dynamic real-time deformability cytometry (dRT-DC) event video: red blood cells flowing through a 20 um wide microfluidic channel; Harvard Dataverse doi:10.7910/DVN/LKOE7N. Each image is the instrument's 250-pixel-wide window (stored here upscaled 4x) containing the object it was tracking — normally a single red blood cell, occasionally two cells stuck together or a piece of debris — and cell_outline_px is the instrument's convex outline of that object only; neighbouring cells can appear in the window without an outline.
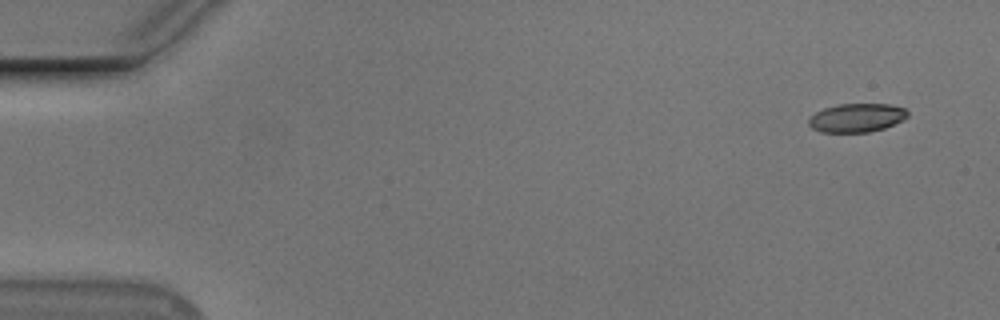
{"species": "Egyptian fruit bat (a non-hibernating species)", "species_latin": "Rousettus aegyptiacus", "temperature_condition": "cold", "stored_images_in_passage": 5, "camera_frame_rate_fps": 3000, "um_per_image_px": 0.085, "animal": {"sex": "male"}, "frame": {"image": 1, "passage_image": 1, "time_ms": 0.0, "image_size_px": [1000, 320], "cell_outline_px": [[908, 116], [904, 120], [884, 128], [868, 132], [820, 132], [812, 128], [808, 124], [808, 120], [816, 112], [824, 108], [836, 104], [888, 104], [904, 108], [908, 112]], "centroid_in_image_um": [72.82, 10.01], "position_along_channel_um": 12.2, "area_um2": 16.53}}
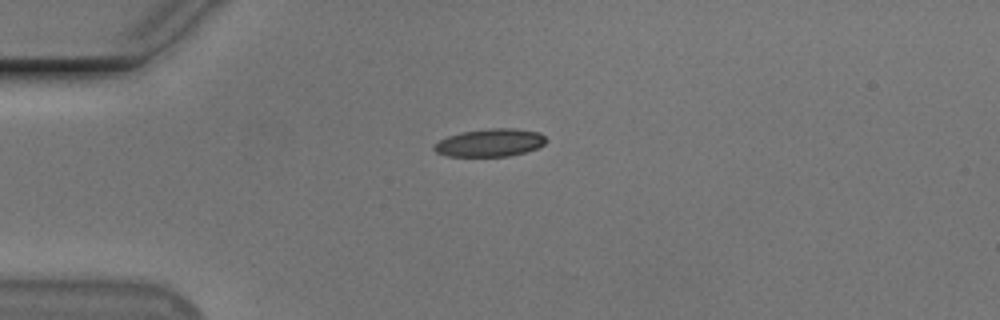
{"frame": {"image": 2, "passage_image": 4, "time_ms": 3.667, "image_size_px": [1000, 320], "cell_outline_px": [[548, 140], [544, 144], [536, 148], [524, 152], [508, 156], [448, 156], [436, 152], [432, 148], [440, 140], [448, 136], [464, 132], [488, 128], [516, 128], [540, 132]], "centroid_in_image_um": [41.68, 12.12], "position_along_channel_um": 43.3, "area_um2": 18.03}}